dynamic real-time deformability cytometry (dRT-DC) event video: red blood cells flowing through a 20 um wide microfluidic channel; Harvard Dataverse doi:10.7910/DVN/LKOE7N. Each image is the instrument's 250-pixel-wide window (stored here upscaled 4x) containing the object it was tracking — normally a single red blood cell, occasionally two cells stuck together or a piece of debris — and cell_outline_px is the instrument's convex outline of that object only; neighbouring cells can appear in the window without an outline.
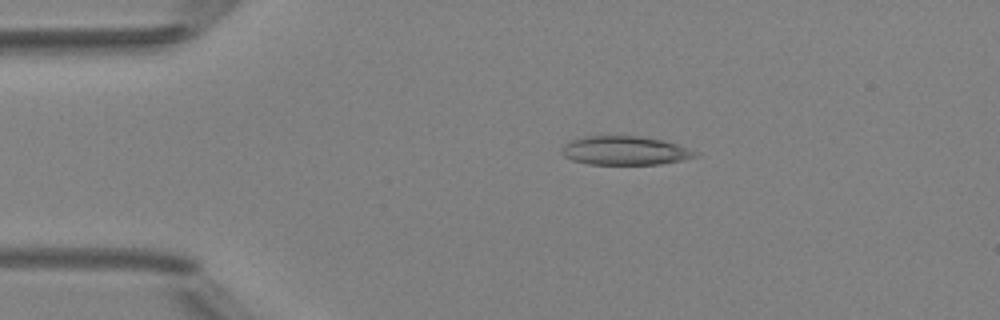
{"species": "Egyptian fruit bat (a non-hibernating species)", "species_latin": "Rousettus aegyptiacus", "temperature_condition": "room temperature", "stored_images_in_passage": 5, "camera_frame_rate_fps": 3000, "um_per_image_px": 0.085, "animal": {"sex": "female"}, "frame": {"image": 1, "passage_image": 3, "time_ms": 3.0, "image_size_px": [1000, 320], "cell_outline_px": [[700, 156], [684, 160], [660, 164], [588, 164], [572, 160], [564, 156], [560, 152], [560, 148], [564, 144], [572, 140], [584, 136], [636, 136], [664, 140], [700, 152]], "centroid_in_image_um": [53.14, 12.8], "position_along_channel_um": 31.9, "area_um2": 22.6}}